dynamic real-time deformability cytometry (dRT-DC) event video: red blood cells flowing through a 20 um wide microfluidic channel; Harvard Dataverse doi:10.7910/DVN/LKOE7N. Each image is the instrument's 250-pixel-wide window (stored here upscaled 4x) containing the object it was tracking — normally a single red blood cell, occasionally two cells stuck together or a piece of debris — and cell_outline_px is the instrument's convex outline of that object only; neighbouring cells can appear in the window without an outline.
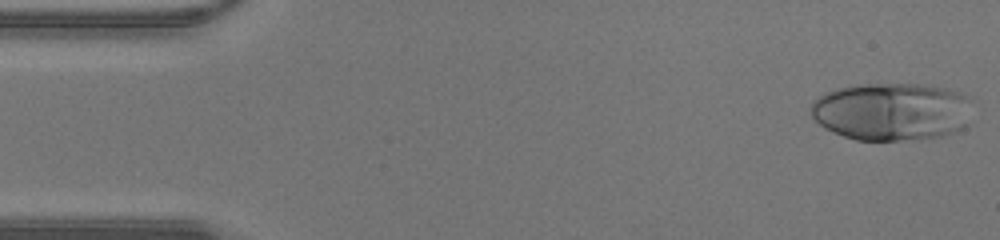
{"species": "human", "species_latin": "Homo sapiens", "temperature_condition": "warm", "stored_images_in_passage": 36, "camera_frame_rate_fps": 3000, "um_per_image_px": 0.085, "donor": {"sex": "male"}, "frame": {"image": 1, "passage_image": 1, "time_ms": 0.0, "image_size_px": [1000, 240], "cell_outline_px": [[964, 128], [940, 136], [900, 140], [856, 140], [844, 136], [824, 128], [812, 116], [812, 104], [824, 92], [856, 84], [920, 84], [948, 88], [960, 92], [964, 96]], "centroid_in_image_um": [75.68, 9.47], "position_along_channel_um": 9.3, "area_um2": 53.29}}
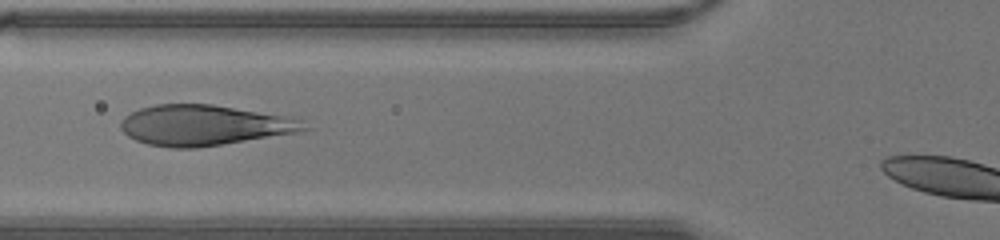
{"frame": {"image": 2, "passage_image": 15, "time_ms": 4.667, "image_size_px": [1000, 240], "cell_outline_px": [[308, 128], [296, 132], [196, 148], [172, 148], [148, 144], [136, 140], [128, 136], [120, 128], [120, 124], [124, 116], [140, 108], [156, 104], [212, 104], [292, 116], [300, 120]], "centroid_in_image_um": [17.31, 10.63], "position_along_channel_um": 108.5, "area_um2": 43.0}}
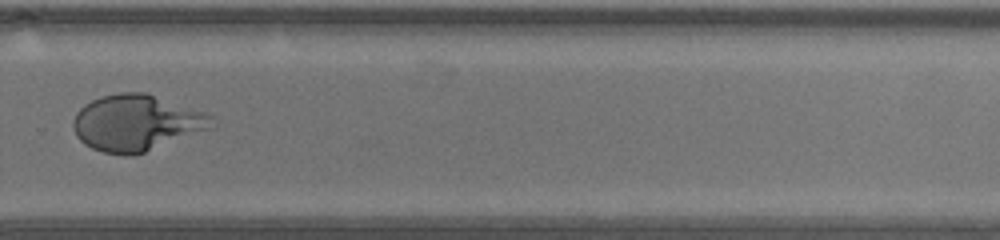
{"frame": {"image": 3, "passage_image": 28, "time_ms": 9.0, "image_size_px": [1000, 240], "cell_outline_px": [[216, 128], [132, 156], [128, 156], [104, 152], [92, 148], [84, 144], [76, 136], [72, 124], [72, 120], [76, 112], [84, 104], [100, 96], [120, 92], [148, 92], [204, 112], [212, 116], [216, 124]], "centroid_in_image_um": [11.63, 10.44], "position_along_channel_um": 318.2, "area_um2": 46.01}}